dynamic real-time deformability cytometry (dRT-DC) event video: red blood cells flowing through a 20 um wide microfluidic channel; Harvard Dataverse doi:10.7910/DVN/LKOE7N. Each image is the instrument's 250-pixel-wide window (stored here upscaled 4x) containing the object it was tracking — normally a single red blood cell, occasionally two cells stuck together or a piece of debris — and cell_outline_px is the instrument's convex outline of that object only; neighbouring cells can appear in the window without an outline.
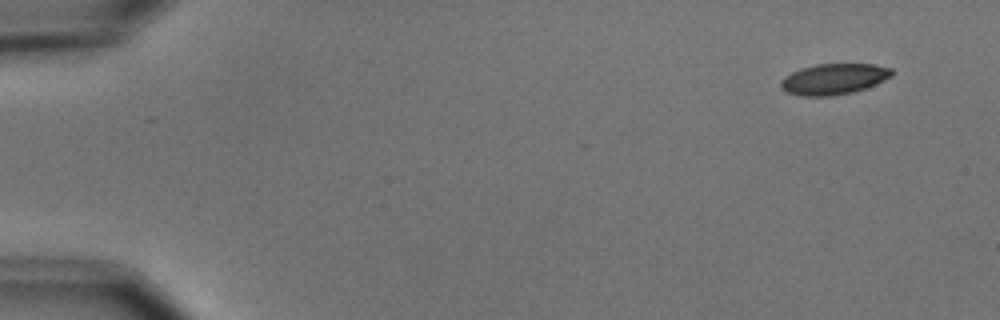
{"species": "common noctule bat (a hibernating species)", "species_latin": "Nyctalus noctula", "temperature_condition": "cold", "stored_images_in_passage": 3, "camera_frame_rate_fps": 3000, "um_per_image_px": 0.085, "animal": {"sex": "male", "body_mass_g": 15.6}, "frame": {"image": 1, "passage_image": 1, "time_ms": 0.0, "image_size_px": [1000, 320], "cell_outline_px": [[892, 76], [876, 84], [852, 92], [832, 96], [800, 96], [788, 92], [780, 88], [780, 80], [784, 76], [800, 68], [816, 64], [876, 64], [892, 68]], "centroid_in_image_um": [70.85, 6.71], "position_along_channel_um": 14.1, "area_um2": 20.06}}